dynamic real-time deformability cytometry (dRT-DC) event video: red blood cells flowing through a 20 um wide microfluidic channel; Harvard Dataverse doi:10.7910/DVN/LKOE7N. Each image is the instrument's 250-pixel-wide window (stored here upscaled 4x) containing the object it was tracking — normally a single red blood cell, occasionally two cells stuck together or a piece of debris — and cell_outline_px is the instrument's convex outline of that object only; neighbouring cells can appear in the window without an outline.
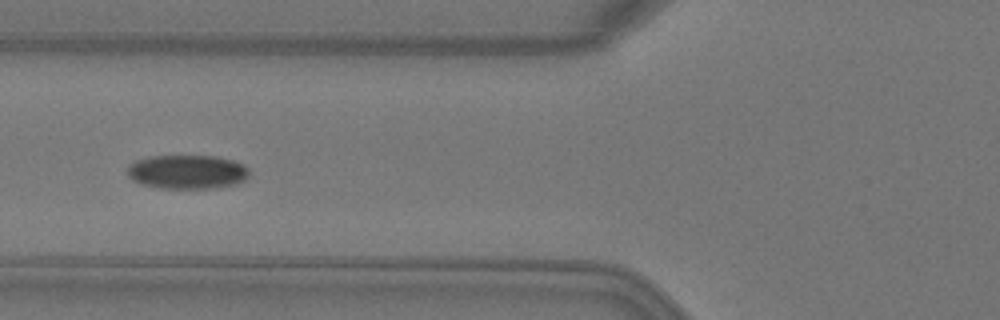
{"species": "Egyptian fruit bat (a non-hibernating species)", "species_latin": "Rousettus aegyptiacus", "temperature_condition": "warm", "stored_images_in_passage": 5, "camera_frame_rate_fps": 3000, "um_per_image_px": 0.085, "animal": {"sex": "female"}, "frame": {"image": 1, "passage_image": 5, "time_ms": 1.333, "image_size_px": [1000, 320], "cell_outline_px": [[248, 176], [244, 180], [236, 184], [216, 188], [160, 188], [140, 184], [132, 180], [128, 176], [128, 164], [136, 160], [148, 156], [216, 156], [232, 160], [244, 164], [248, 168]], "centroid_in_image_um": [15.9, 14.61], "position_along_channel_um": 109.9, "area_um2": 24.33}}